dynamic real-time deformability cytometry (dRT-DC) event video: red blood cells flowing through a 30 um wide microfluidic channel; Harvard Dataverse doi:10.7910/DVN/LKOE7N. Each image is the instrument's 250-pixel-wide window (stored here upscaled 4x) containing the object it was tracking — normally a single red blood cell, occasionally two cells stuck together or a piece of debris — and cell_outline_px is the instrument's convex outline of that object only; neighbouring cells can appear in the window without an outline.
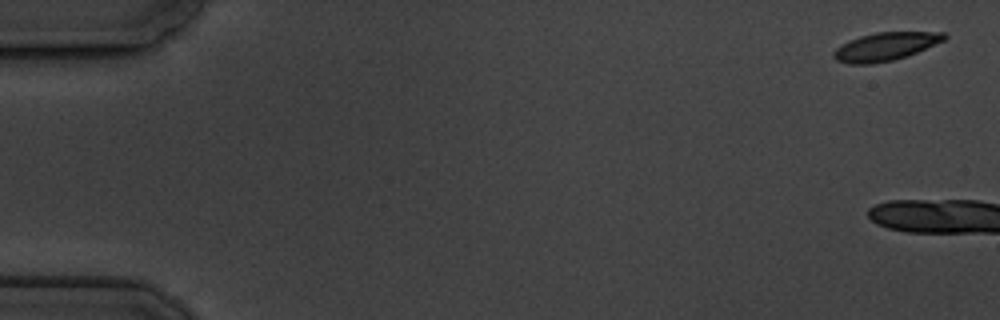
{"species": "common noctule bat (a hibernating species)", "species_latin": "Nyctalus noctula", "temperature_condition": "cold", "stored_images_in_passage": 7, "camera_frame_rate_fps": 3000, "um_per_image_px": 0.085, "animal": {"sex": "male", "body_mass_g": 19.5, "forearm_length_mm": 54.6}, "frame": {"image": 1, "passage_image": 1, "time_ms": 0.0, "image_size_px": [1000, 320], "cell_outline_px": [[948, 36], [944, 40], [908, 56], [892, 60], [872, 64], [848, 64], [836, 60], [832, 56], [832, 52], [836, 48], [848, 40], [860, 36], [876, 32], [944, 32]], "centroid_in_image_um": [75.23, 3.96], "position_along_channel_um": 9.8, "area_um2": 18.21}}